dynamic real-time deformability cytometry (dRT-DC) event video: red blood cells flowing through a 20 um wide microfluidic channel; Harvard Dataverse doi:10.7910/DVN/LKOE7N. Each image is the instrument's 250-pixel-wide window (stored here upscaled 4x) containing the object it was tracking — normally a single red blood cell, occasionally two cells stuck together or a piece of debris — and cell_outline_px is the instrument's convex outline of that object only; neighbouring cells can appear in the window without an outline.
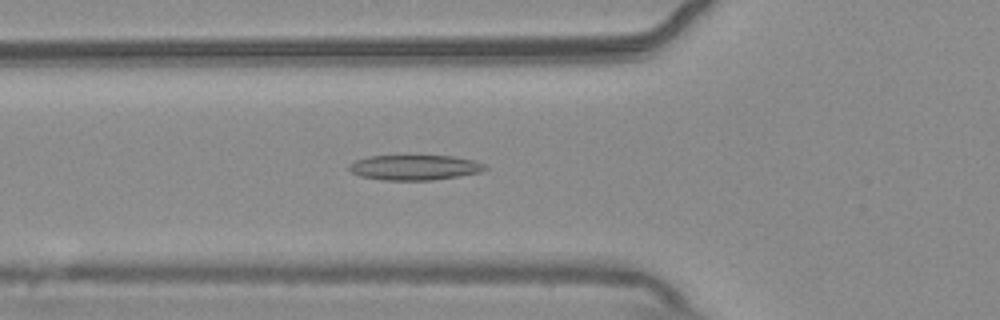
{"species": "common noctule bat (a hibernating species)", "species_latin": "Nyctalus noctula", "temperature_condition": "warm", "stored_images_in_passage": 54, "camera_frame_rate_fps": 3000, "um_per_image_px": 0.085, "animal": {"sex": "male", "body_mass_g": 20.4}, "frame": {"image": 1, "passage_image": 19, "time_ms": 6.0, "image_size_px": [1000, 320], "cell_outline_px": [[488, 168], [480, 172], [432, 180], [384, 180], [360, 176], [352, 172], [348, 168], [348, 164], [356, 160], [368, 156], [452, 156], [472, 160], [484, 164]], "centroid_in_image_um": [35.21, 14.23], "position_along_channel_um": 90.6, "area_um2": 19.71}}
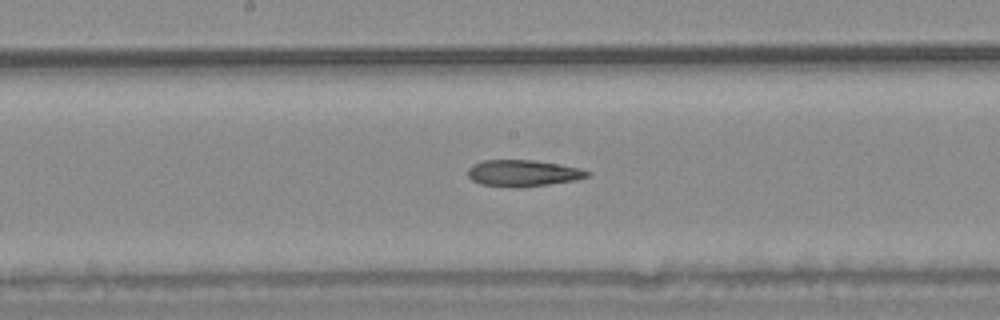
{"frame": {"image": 2, "passage_image": 28, "time_ms": 9.0, "image_size_px": [1000, 320], "cell_outline_px": [[592, 172], [588, 176], [576, 180], [520, 188], [480, 184], [472, 180], [468, 176], [468, 168], [472, 164], [484, 160], [532, 160], [580, 168]], "centroid_in_image_um": [44.44, 14.72], "position_along_channel_um": 203.8, "area_um2": 18.38}}
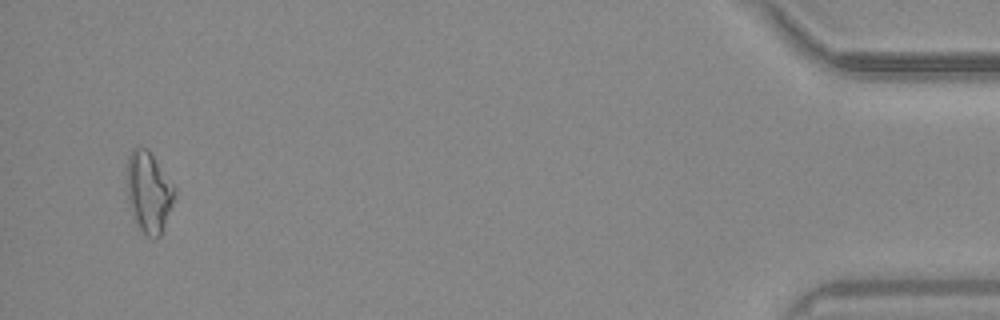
{"frame": {"image": 3, "passage_image": 52, "time_ms": 17.0, "image_size_px": [1000, 320], "cell_outline_px": [[176, 196], [160, 236], [156, 240], [148, 236], [140, 228], [132, 216], [128, 196], [128, 156], [132, 148], [148, 148], [176, 188]], "centroid_in_image_um": [12.67, 16.33], "position_along_channel_um": 422.5, "area_um2": 22.31}}